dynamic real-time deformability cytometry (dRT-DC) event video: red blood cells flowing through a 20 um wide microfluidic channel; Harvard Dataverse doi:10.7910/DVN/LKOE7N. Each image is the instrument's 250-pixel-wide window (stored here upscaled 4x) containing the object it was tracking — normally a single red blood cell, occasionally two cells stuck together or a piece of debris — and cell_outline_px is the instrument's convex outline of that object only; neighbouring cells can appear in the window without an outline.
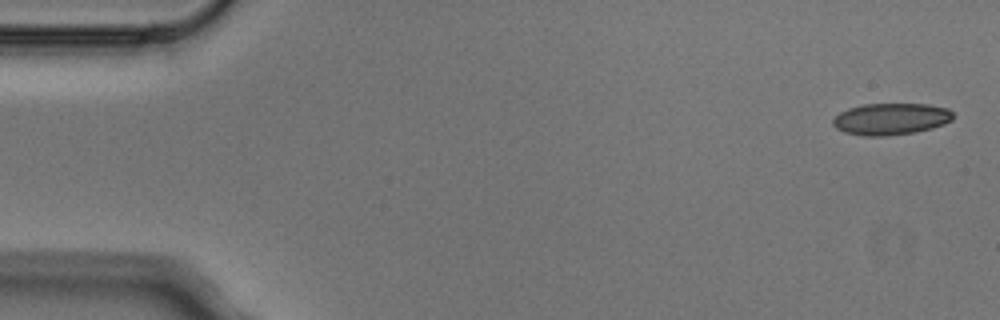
{"species": "Egyptian fruit bat (a non-hibernating species)", "species_latin": "Rousettus aegyptiacus", "temperature_condition": "cold", "stored_images_in_passage": 6, "camera_frame_rate_fps": 3000, "um_per_image_px": 0.085, "animal": {"sex": "male"}, "frame": {"image": 1, "passage_image": 1, "time_ms": 0.0, "image_size_px": [1000, 320], "cell_outline_px": [[956, 116], [952, 120], [944, 124], [932, 128], [916, 132], [888, 136], [864, 136], [844, 132], [836, 128], [832, 124], [832, 120], [840, 112], [848, 108], [864, 104], [928, 104], [948, 108]], "centroid_in_image_um": [75.74, 10.11], "position_along_channel_um": 9.3, "area_um2": 22.43}}
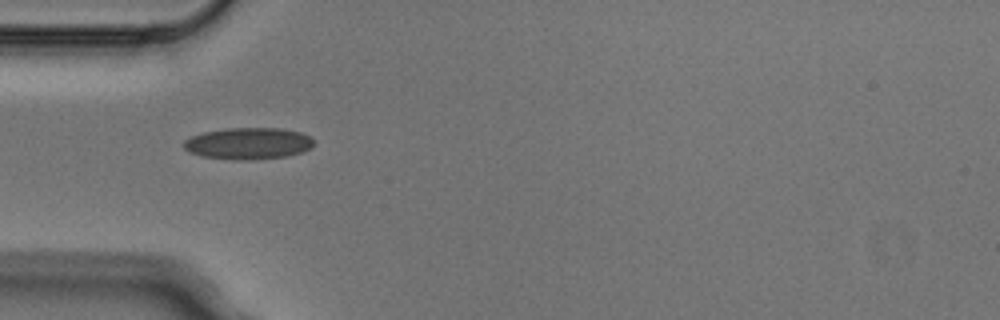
{"frame": {"image": 2, "passage_image": 5, "time_ms": 1.333, "image_size_px": [1000, 320], "cell_outline_px": [[316, 140], [312, 148], [304, 152], [288, 156], [252, 160], [236, 160], [200, 156], [188, 152], [184, 148], [184, 140], [192, 136], [204, 132], [228, 128], [280, 128], [300, 132]], "centroid_in_image_um": [21.14, 12.2], "position_along_channel_um": 63.9, "area_um2": 24.28}}
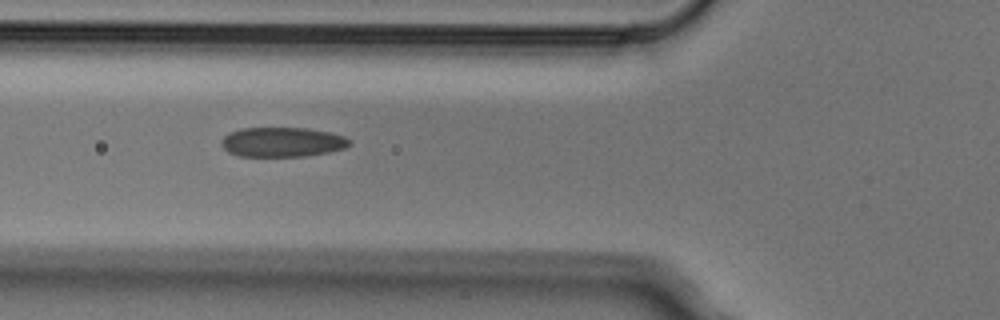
{"frame": {"image": 3, "passage_image": 6, "time_ms": 1.667, "image_size_px": [1000, 320], "cell_outline_px": [[352, 144], [344, 148], [328, 152], [304, 156], [240, 156], [228, 152], [224, 148], [224, 136], [228, 132], [240, 128], [308, 128], [332, 132], [344, 136], [352, 140]], "centroid_in_image_um": [24.05, 12.06], "position_along_channel_um": 101.8, "area_um2": 22.14}}